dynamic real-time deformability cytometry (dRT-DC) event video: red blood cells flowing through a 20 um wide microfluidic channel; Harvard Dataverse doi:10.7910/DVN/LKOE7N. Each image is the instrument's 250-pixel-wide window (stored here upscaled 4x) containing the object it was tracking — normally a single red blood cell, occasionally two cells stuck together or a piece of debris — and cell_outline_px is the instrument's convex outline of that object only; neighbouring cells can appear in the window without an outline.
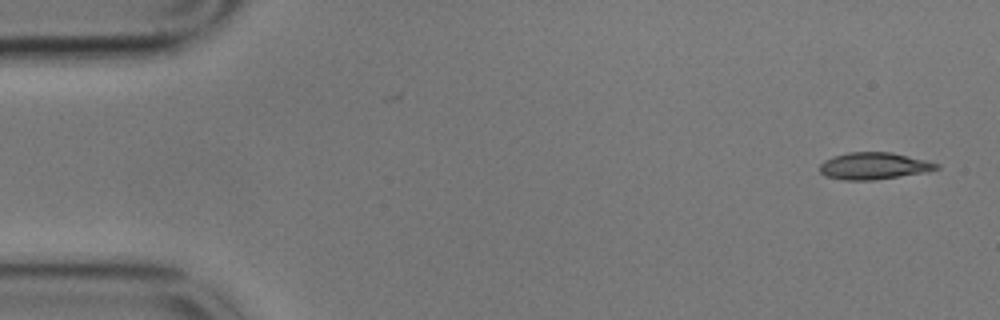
{"species": "common noctule bat (a hibernating species)", "species_latin": "Nyctalus noctula", "temperature_condition": "cold", "stored_images_in_passage": 54, "camera_frame_rate_fps": 3000, "um_per_image_px": 0.085, "animal": {"sex": "male", "body_mass_g": 17.9}, "frame": {"image": 1, "passage_image": 1, "time_ms": 0.0, "image_size_px": [1000, 320], "cell_outline_px": [[940, 168], [924, 172], [872, 180], [844, 180], [824, 176], [820, 172], [820, 164], [824, 160], [832, 156], [848, 152], [892, 152], [928, 160], [940, 164]], "centroid_in_image_um": [74.26, 14.09], "position_along_channel_um": 10.7, "area_um2": 18.38}}
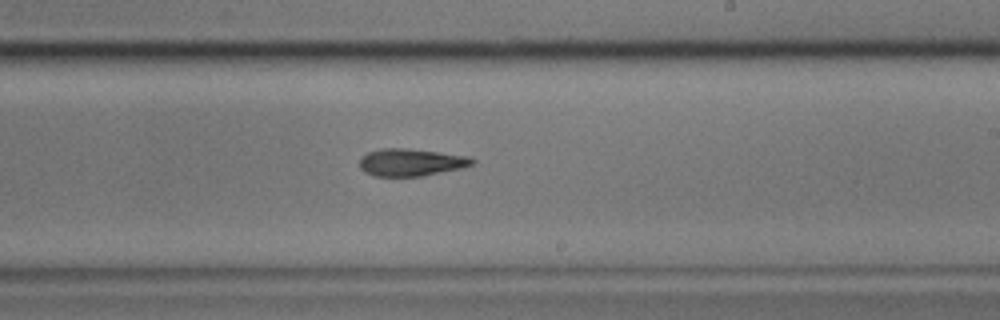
{"frame": {"image": 2, "passage_image": 31, "time_ms": 10.0, "image_size_px": [1000, 320], "cell_outline_px": [[476, 164], [464, 168], [420, 176], [376, 176], [364, 172], [360, 168], [360, 156], [368, 152], [380, 148], [408, 148], [472, 156], [476, 160]], "centroid_in_image_um": [34.99, 13.79], "position_along_channel_um": 254.0, "area_um2": 18.32}}
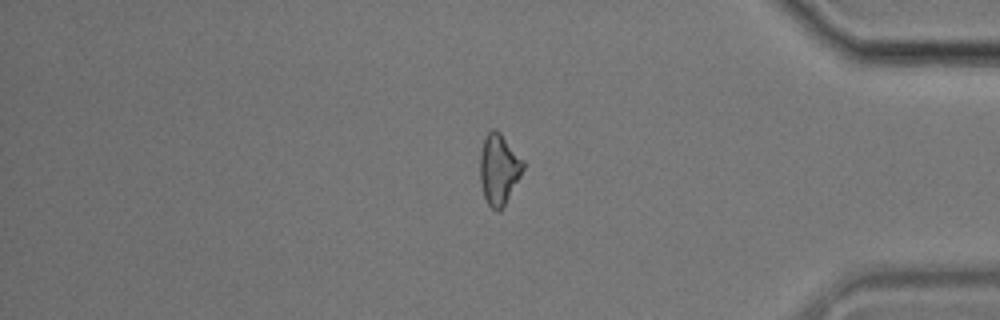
{"frame": {"image": 3, "passage_image": 45, "time_ms": 14.667, "image_size_px": [1000, 320], "cell_outline_px": [[524, 168], [504, 208], [500, 212], [496, 212], [488, 204], [484, 196], [480, 180], [480, 152], [484, 136], [492, 128], [496, 128], [500, 132], [524, 160]], "centroid_in_image_um": [42.4, 14.38], "position_along_channel_um": 392.8, "area_um2": 18.03}, "authors_computed_cell_mechanics": {"area_um2": 18.3226, "velocity_mm_per_s": 3.5508, "shape_relaxation_time_tau1_ms": 5.0544, "shape_relaxation_time_tau2_ms": null, "deformation_change_tau1": 0.146, "deformation_change_tau2": null}}